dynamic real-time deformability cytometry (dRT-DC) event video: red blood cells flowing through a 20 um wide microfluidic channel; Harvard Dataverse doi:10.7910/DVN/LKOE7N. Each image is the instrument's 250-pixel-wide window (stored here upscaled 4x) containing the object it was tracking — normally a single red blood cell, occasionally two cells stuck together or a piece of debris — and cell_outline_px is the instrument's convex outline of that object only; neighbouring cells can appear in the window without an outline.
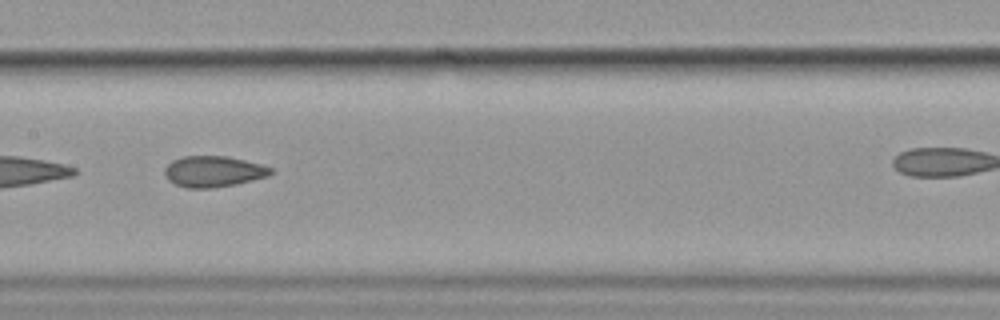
{"species": "common noctule bat (a hibernating species)", "species_latin": "Nyctalus noctula", "temperature_condition": "cold", "stored_images_in_passage": 7, "camera_frame_rate_fps": 3000, "um_per_image_px": 0.085, "animal": {"sex": "female", "body_mass_g": 19.9}, "frame": {"image": 1, "passage_image": 4, "time_ms": 3.667, "image_size_px": [1000, 320], "cell_outline_px": [[272, 172], [268, 176], [236, 184], [212, 188], [184, 188], [168, 180], [164, 176], [164, 168], [172, 160], [184, 156], [228, 156], [260, 164], [272, 168]], "centroid_in_image_um": [18.1, 14.58], "position_along_channel_um": 189.3, "area_um2": 19.19}}
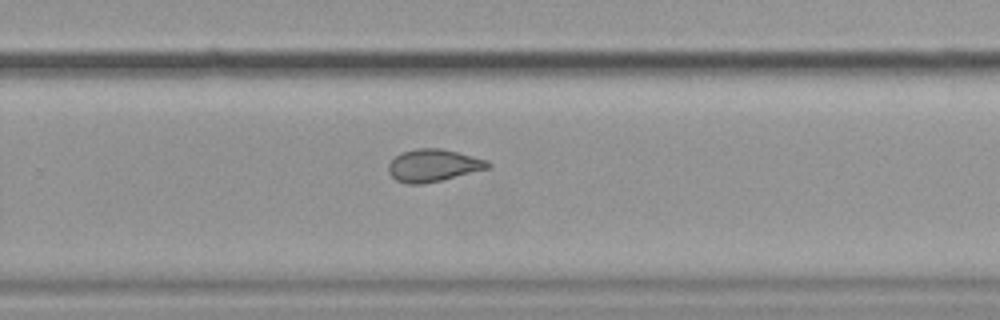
{"frame": {"image": 2, "passage_image": 7, "time_ms": 8.333, "image_size_px": [1000, 320], "cell_outline_px": [[492, 164], [488, 168], [424, 184], [408, 184], [396, 180], [388, 172], [388, 164], [396, 156], [404, 152], [416, 148], [440, 148], [488, 160]], "centroid_in_image_um": [36.81, 14.06], "position_along_channel_um": 293.0, "area_um2": 18.5}}